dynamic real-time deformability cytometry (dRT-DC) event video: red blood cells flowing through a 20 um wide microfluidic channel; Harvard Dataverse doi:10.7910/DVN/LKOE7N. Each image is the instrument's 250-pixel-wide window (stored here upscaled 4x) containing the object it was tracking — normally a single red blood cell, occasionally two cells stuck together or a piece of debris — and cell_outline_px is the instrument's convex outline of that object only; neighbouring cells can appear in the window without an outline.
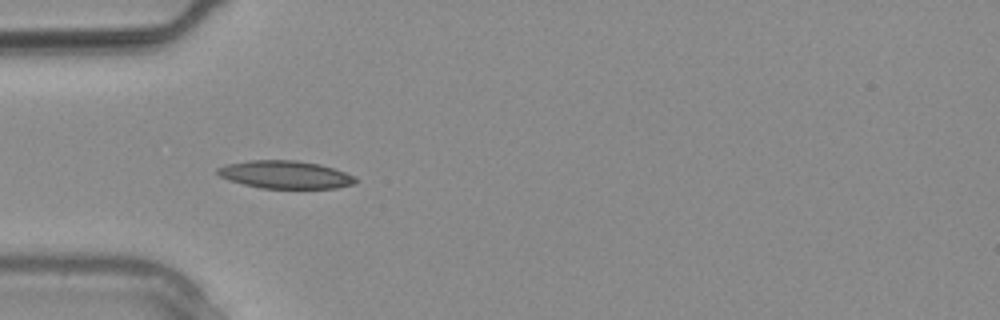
{"species": "common noctule bat (a hibernating species)", "species_latin": "Nyctalus noctula", "temperature_condition": "warm", "stored_images_in_passage": 2, "camera_frame_rate_fps": 3000, "um_per_image_px": 0.085, "animal": {"sex": "male", "body_mass_g": 20.4}, "frame": {"image": 1, "passage_image": 2, "time_ms": 0.333, "image_size_px": [1000, 320], "cell_outline_px": [[360, 180], [356, 184], [336, 188], [260, 188], [228, 180], [220, 176], [216, 172], [216, 168], [224, 164], [248, 160], [296, 160], [320, 164], [356, 176]], "centroid_in_image_um": [24.26, 14.84], "position_along_channel_um": 60.7, "area_um2": 22.6}}